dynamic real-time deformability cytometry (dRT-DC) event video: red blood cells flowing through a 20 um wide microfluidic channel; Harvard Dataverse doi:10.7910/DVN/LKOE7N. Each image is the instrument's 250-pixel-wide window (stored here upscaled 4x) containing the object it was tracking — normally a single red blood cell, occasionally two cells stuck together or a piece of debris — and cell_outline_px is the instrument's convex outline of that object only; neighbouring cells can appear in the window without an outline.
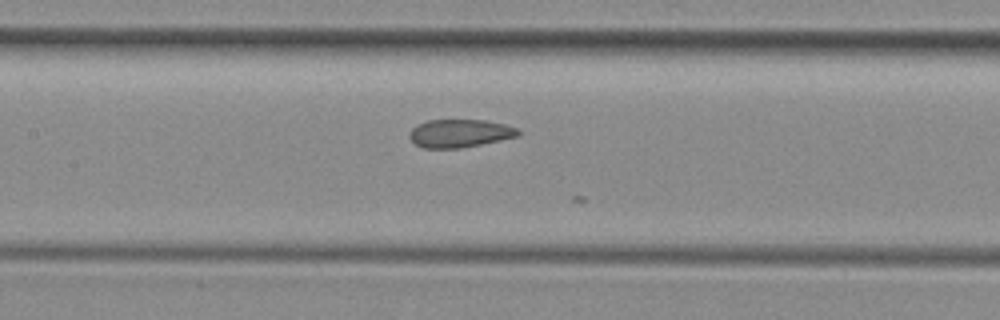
{"species": "common noctule bat (a hibernating species)", "species_latin": "Nyctalus noctula", "temperature_condition": "room temperature", "stored_images_in_passage": 28, "camera_frame_rate_fps": 3000, "um_per_image_px": 0.085, "animal": {"sex": "female", "body_mass_g": 29.2, "forearm_length_mm": 56.3}, "frame": {"image": 1, "passage_image": 24, "time_ms": 7.667, "image_size_px": [1000, 320], "cell_outline_px": [[520, 136], [460, 148], [424, 148], [416, 144], [408, 136], [408, 132], [416, 124], [428, 120], [484, 120], [504, 124], [520, 128]], "centroid_in_image_um": [39.08, 11.32], "position_along_channel_um": 168.3, "area_um2": 17.86}}
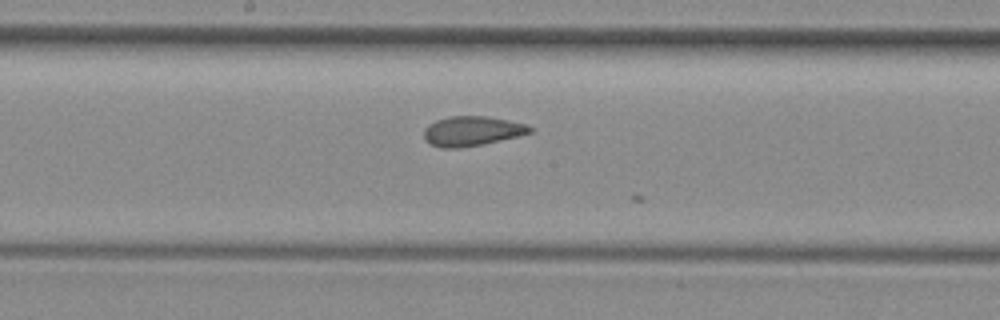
{"frame": {"image": 2, "passage_image": 27, "time_ms": 8.667, "image_size_px": [1000, 320], "cell_outline_px": [[532, 132], [520, 136], [484, 144], [460, 148], [440, 148], [432, 144], [424, 136], [424, 128], [428, 124], [436, 120], [448, 116], [488, 116], [528, 124], [532, 128]], "centroid_in_image_um": [40.15, 11.13], "position_along_channel_um": 208.1, "area_um2": 18.5}}